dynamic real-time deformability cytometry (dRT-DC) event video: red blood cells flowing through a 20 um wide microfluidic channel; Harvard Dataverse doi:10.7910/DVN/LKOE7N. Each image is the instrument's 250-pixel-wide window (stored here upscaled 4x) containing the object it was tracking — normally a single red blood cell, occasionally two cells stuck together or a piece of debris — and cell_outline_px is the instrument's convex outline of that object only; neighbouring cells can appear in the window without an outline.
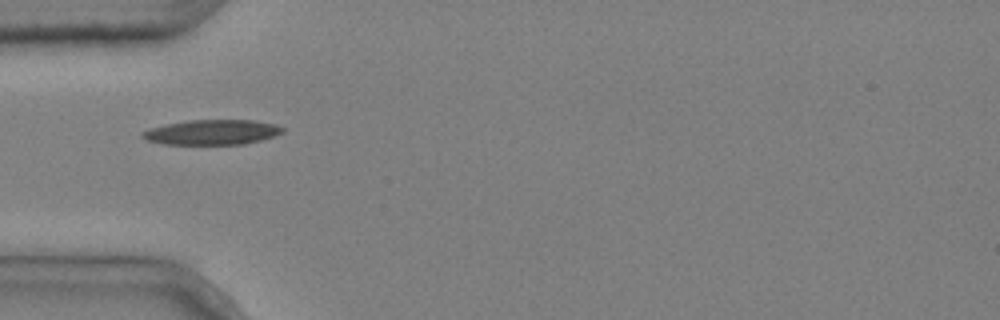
{"species": "common noctule bat (a hibernating species)", "species_latin": "Nyctalus noctula", "temperature_condition": "cold", "stored_images_in_passage": 9, "camera_frame_rate_fps": 3000, "um_per_image_px": 0.085, "animal": {"sex": "male", "body_mass_g": 20.4}, "frame": {"image": 1, "passage_image": 1, "time_ms": 0.0, "image_size_px": [1000, 320], "cell_outline_px": [[284, 132], [260, 140], [244, 144], [164, 144], [148, 140], [140, 136], [140, 132], [152, 128], [168, 124], [188, 120], [256, 120], [276, 124], [284, 128]], "centroid_in_image_um": [18.05, 11.23], "position_along_channel_um": 67.0, "area_um2": 20.29}}
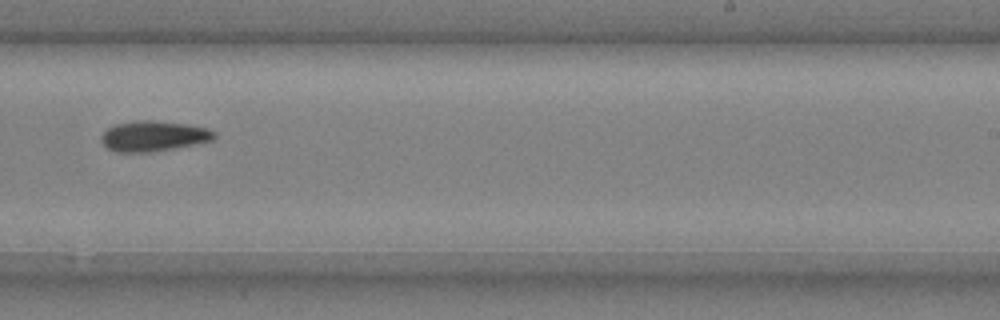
{"frame": {"image": 2, "passage_image": 6, "time_ms": 1.667, "image_size_px": [1000, 320], "cell_outline_px": [[216, 136], [212, 140], [152, 152], [116, 152], [108, 148], [100, 140], [100, 136], [112, 124], [136, 120], [152, 120], [188, 124], [208, 128], [216, 132]], "centroid_in_image_um": [13.02, 11.55], "position_along_channel_um": 276.0, "area_um2": 20.06}}
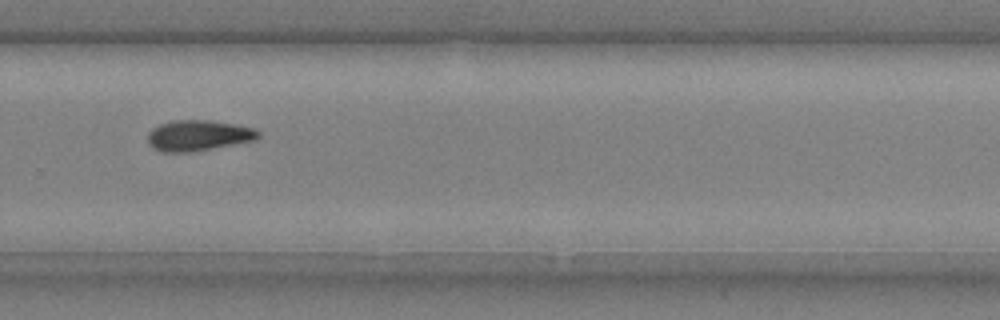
{"frame": {"image": 3, "passage_image": 7, "time_ms": 2.0, "image_size_px": [1000, 320], "cell_outline_px": [[260, 136], [256, 140], [212, 148], [188, 152], [160, 152], [152, 148], [148, 144], [148, 132], [152, 128], [160, 124], [176, 120], [208, 120], [236, 124], [256, 128], [260, 132]], "centroid_in_image_um": [16.86, 11.51], "position_along_channel_um": 312.9, "area_um2": 19.88}}